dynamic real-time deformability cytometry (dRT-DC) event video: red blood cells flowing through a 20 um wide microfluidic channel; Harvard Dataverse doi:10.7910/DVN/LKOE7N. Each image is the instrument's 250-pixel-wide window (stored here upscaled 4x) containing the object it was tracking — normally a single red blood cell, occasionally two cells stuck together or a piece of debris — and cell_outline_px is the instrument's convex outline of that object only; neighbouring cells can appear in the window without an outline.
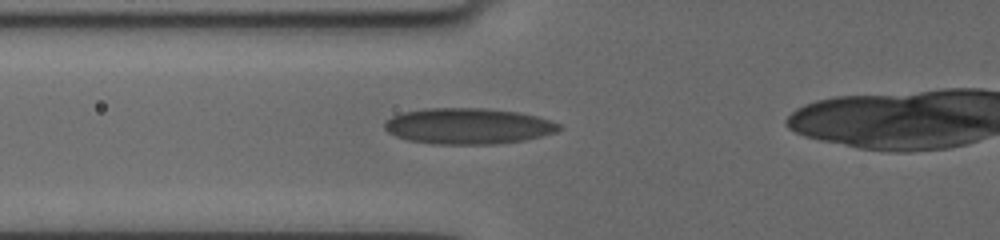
{"species": "human", "species_latin": "Homo sapiens", "temperature_condition": "cold", "stored_images_in_passage": 5, "camera_frame_rate_fps": 3000, "um_per_image_px": 0.085, "donor": {"sex": "female"}, "frame": {"image": 1, "passage_image": 2, "time_ms": 1.0, "image_size_px": [1000, 240], "cell_outline_px": [[564, 128], [556, 132], [524, 140], [496, 144], [436, 144], [408, 140], [396, 136], [388, 132], [384, 128], [384, 124], [392, 116], [400, 112], [424, 108], [488, 108], [520, 112], [536, 116], [560, 124]], "centroid_in_image_um": [39.79, 10.71], "position_along_channel_um": 86.0, "area_um2": 36.7}}
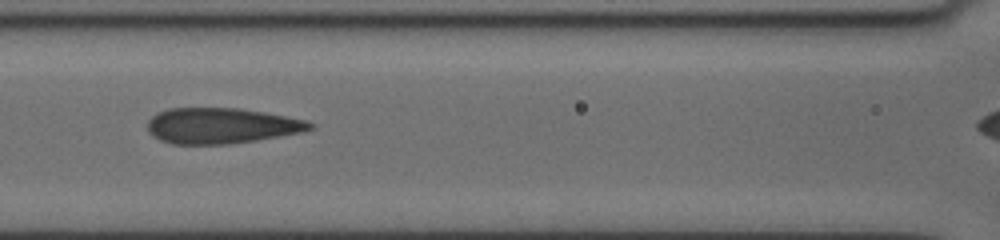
{"frame": {"image": 2, "passage_image": 4, "time_ms": 2.667, "image_size_px": [1000, 240], "cell_outline_px": [[316, 124], [312, 128], [300, 132], [256, 140], [228, 144], [172, 144], [160, 140], [152, 136], [148, 132], [148, 120], [156, 112], [168, 108], [240, 108], [264, 112], [308, 120]], "centroid_in_image_um": [18.78, 10.68], "position_along_channel_um": 147.8, "area_um2": 33.87}}